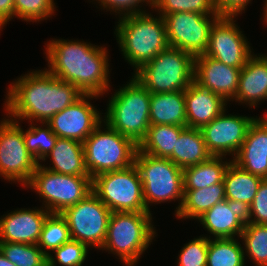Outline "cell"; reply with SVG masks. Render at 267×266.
Returning <instances> with one entry per match:
<instances>
[{
    "mask_svg": "<svg viewBox=\"0 0 267 266\" xmlns=\"http://www.w3.org/2000/svg\"><path fill=\"white\" fill-rule=\"evenodd\" d=\"M25 187L33 188L43 198V208L50 213H62L92 192V178L89 175L59 174L39 163Z\"/></svg>",
    "mask_w": 267,
    "mask_h": 266,
    "instance_id": "cell-9",
    "label": "cell"
},
{
    "mask_svg": "<svg viewBox=\"0 0 267 266\" xmlns=\"http://www.w3.org/2000/svg\"><path fill=\"white\" fill-rule=\"evenodd\" d=\"M262 180L263 178L243 170L231 161L223 177L225 200L240 206L246 211L252 203Z\"/></svg>",
    "mask_w": 267,
    "mask_h": 266,
    "instance_id": "cell-23",
    "label": "cell"
},
{
    "mask_svg": "<svg viewBox=\"0 0 267 266\" xmlns=\"http://www.w3.org/2000/svg\"><path fill=\"white\" fill-rule=\"evenodd\" d=\"M267 99V56L252 54L240 70L239 86L233 100L250 107Z\"/></svg>",
    "mask_w": 267,
    "mask_h": 266,
    "instance_id": "cell-22",
    "label": "cell"
},
{
    "mask_svg": "<svg viewBox=\"0 0 267 266\" xmlns=\"http://www.w3.org/2000/svg\"><path fill=\"white\" fill-rule=\"evenodd\" d=\"M0 251L15 266H47V255L37 244L0 242Z\"/></svg>",
    "mask_w": 267,
    "mask_h": 266,
    "instance_id": "cell-33",
    "label": "cell"
},
{
    "mask_svg": "<svg viewBox=\"0 0 267 266\" xmlns=\"http://www.w3.org/2000/svg\"><path fill=\"white\" fill-rule=\"evenodd\" d=\"M153 8L159 15L176 12H194L203 15H219L214 0H153Z\"/></svg>",
    "mask_w": 267,
    "mask_h": 266,
    "instance_id": "cell-35",
    "label": "cell"
},
{
    "mask_svg": "<svg viewBox=\"0 0 267 266\" xmlns=\"http://www.w3.org/2000/svg\"><path fill=\"white\" fill-rule=\"evenodd\" d=\"M104 124L103 131L100 124L83 142L85 165L91 178L131 166L138 150L130 138Z\"/></svg>",
    "mask_w": 267,
    "mask_h": 266,
    "instance_id": "cell-7",
    "label": "cell"
},
{
    "mask_svg": "<svg viewBox=\"0 0 267 266\" xmlns=\"http://www.w3.org/2000/svg\"><path fill=\"white\" fill-rule=\"evenodd\" d=\"M243 248L236 238L209 237L206 266H245Z\"/></svg>",
    "mask_w": 267,
    "mask_h": 266,
    "instance_id": "cell-30",
    "label": "cell"
},
{
    "mask_svg": "<svg viewBox=\"0 0 267 266\" xmlns=\"http://www.w3.org/2000/svg\"><path fill=\"white\" fill-rule=\"evenodd\" d=\"M18 122L4 119L0 123V175L25 187L39 163L27 151Z\"/></svg>",
    "mask_w": 267,
    "mask_h": 266,
    "instance_id": "cell-12",
    "label": "cell"
},
{
    "mask_svg": "<svg viewBox=\"0 0 267 266\" xmlns=\"http://www.w3.org/2000/svg\"><path fill=\"white\" fill-rule=\"evenodd\" d=\"M241 69L201 54L194 59V82L219 94L226 102L231 101L238 90Z\"/></svg>",
    "mask_w": 267,
    "mask_h": 266,
    "instance_id": "cell-17",
    "label": "cell"
},
{
    "mask_svg": "<svg viewBox=\"0 0 267 266\" xmlns=\"http://www.w3.org/2000/svg\"><path fill=\"white\" fill-rule=\"evenodd\" d=\"M92 192L112 212H148L135 164L95 176L92 178Z\"/></svg>",
    "mask_w": 267,
    "mask_h": 266,
    "instance_id": "cell-10",
    "label": "cell"
},
{
    "mask_svg": "<svg viewBox=\"0 0 267 266\" xmlns=\"http://www.w3.org/2000/svg\"><path fill=\"white\" fill-rule=\"evenodd\" d=\"M224 200V181L202 189L184 190L183 203L176 217L198 219L216 203Z\"/></svg>",
    "mask_w": 267,
    "mask_h": 266,
    "instance_id": "cell-27",
    "label": "cell"
},
{
    "mask_svg": "<svg viewBox=\"0 0 267 266\" xmlns=\"http://www.w3.org/2000/svg\"><path fill=\"white\" fill-rule=\"evenodd\" d=\"M48 71L83 94L102 96L110 88L107 49L91 43L54 39L46 46Z\"/></svg>",
    "mask_w": 267,
    "mask_h": 266,
    "instance_id": "cell-2",
    "label": "cell"
},
{
    "mask_svg": "<svg viewBox=\"0 0 267 266\" xmlns=\"http://www.w3.org/2000/svg\"><path fill=\"white\" fill-rule=\"evenodd\" d=\"M97 97L99 95L84 94L75 103L55 114L47 124L57 137L83 143L104 121L100 117L101 113L93 107L90 100L88 101V99Z\"/></svg>",
    "mask_w": 267,
    "mask_h": 266,
    "instance_id": "cell-16",
    "label": "cell"
},
{
    "mask_svg": "<svg viewBox=\"0 0 267 266\" xmlns=\"http://www.w3.org/2000/svg\"><path fill=\"white\" fill-rule=\"evenodd\" d=\"M198 220L215 239L241 237L246 223L245 211L228 200L216 203Z\"/></svg>",
    "mask_w": 267,
    "mask_h": 266,
    "instance_id": "cell-21",
    "label": "cell"
},
{
    "mask_svg": "<svg viewBox=\"0 0 267 266\" xmlns=\"http://www.w3.org/2000/svg\"><path fill=\"white\" fill-rule=\"evenodd\" d=\"M0 266H15V265L11 261H9L0 251Z\"/></svg>",
    "mask_w": 267,
    "mask_h": 266,
    "instance_id": "cell-43",
    "label": "cell"
},
{
    "mask_svg": "<svg viewBox=\"0 0 267 266\" xmlns=\"http://www.w3.org/2000/svg\"><path fill=\"white\" fill-rule=\"evenodd\" d=\"M224 110L200 130L212 156L236 155L246 138L254 117L225 114Z\"/></svg>",
    "mask_w": 267,
    "mask_h": 266,
    "instance_id": "cell-15",
    "label": "cell"
},
{
    "mask_svg": "<svg viewBox=\"0 0 267 266\" xmlns=\"http://www.w3.org/2000/svg\"><path fill=\"white\" fill-rule=\"evenodd\" d=\"M235 16H220L213 24L204 55L235 68L245 66L252 49L234 22Z\"/></svg>",
    "mask_w": 267,
    "mask_h": 266,
    "instance_id": "cell-14",
    "label": "cell"
},
{
    "mask_svg": "<svg viewBox=\"0 0 267 266\" xmlns=\"http://www.w3.org/2000/svg\"><path fill=\"white\" fill-rule=\"evenodd\" d=\"M115 34L125 60L136 71L169 47L163 17L138 13L120 17Z\"/></svg>",
    "mask_w": 267,
    "mask_h": 266,
    "instance_id": "cell-3",
    "label": "cell"
},
{
    "mask_svg": "<svg viewBox=\"0 0 267 266\" xmlns=\"http://www.w3.org/2000/svg\"><path fill=\"white\" fill-rule=\"evenodd\" d=\"M112 211L93 193L65 209L61 215L66 219L71 238L88 247L101 249L107 235Z\"/></svg>",
    "mask_w": 267,
    "mask_h": 266,
    "instance_id": "cell-11",
    "label": "cell"
},
{
    "mask_svg": "<svg viewBox=\"0 0 267 266\" xmlns=\"http://www.w3.org/2000/svg\"><path fill=\"white\" fill-rule=\"evenodd\" d=\"M184 128L185 126L178 125H150L146 136L138 145V151L168 159Z\"/></svg>",
    "mask_w": 267,
    "mask_h": 266,
    "instance_id": "cell-29",
    "label": "cell"
},
{
    "mask_svg": "<svg viewBox=\"0 0 267 266\" xmlns=\"http://www.w3.org/2000/svg\"><path fill=\"white\" fill-rule=\"evenodd\" d=\"M187 127L201 129L224 110L226 101L214 92L200 87L194 81L184 91Z\"/></svg>",
    "mask_w": 267,
    "mask_h": 266,
    "instance_id": "cell-20",
    "label": "cell"
},
{
    "mask_svg": "<svg viewBox=\"0 0 267 266\" xmlns=\"http://www.w3.org/2000/svg\"><path fill=\"white\" fill-rule=\"evenodd\" d=\"M96 1L101 3L100 5L103 7V9L108 8L107 11L108 10H110L111 12L114 11L115 13L120 14L119 15L120 17L146 12L138 8V6L140 7L139 3L143 4L147 2L146 3L147 5L149 4L151 7H153V0H96Z\"/></svg>",
    "mask_w": 267,
    "mask_h": 266,
    "instance_id": "cell-40",
    "label": "cell"
},
{
    "mask_svg": "<svg viewBox=\"0 0 267 266\" xmlns=\"http://www.w3.org/2000/svg\"><path fill=\"white\" fill-rule=\"evenodd\" d=\"M251 0H214L217 13L220 16H237L241 14Z\"/></svg>",
    "mask_w": 267,
    "mask_h": 266,
    "instance_id": "cell-41",
    "label": "cell"
},
{
    "mask_svg": "<svg viewBox=\"0 0 267 266\" xmlns=\"http://www.w3.org/2000/svg\"><path fill=\"white\" fill-rule=\"evenodd\" d=\"M14 16V0H0V30Z\"/></svg>",
    "mask_w": 267,
    "mask_h": 266,
    "instance_id": "cell-42",
    "label": "cell"
},
{
    "mask_svg": "<svg viewBox=\"0 0 267 266\" xmlns=\"http://www.w3.org/2000/svg\"><path fill=\"white\" fill-rule=\"evenodd\" d=\"M88 248L86 244L71 239L53 250L56 258L50 253L47 255V266H56L57 262L62 266H82L88 256Z\"/></svg>",
    "mask_w": 267,
    "mask_h": 266,
    "instance_id": "cell-36",
    "label": "cell"
},
{
    "mask_svg": "<svg viewBox=\"0 0 267 266\" xmlns=\"http://www.w3.org/2000/svg\"><path fill=\"white\" fill-rule=\"evenodd\" d=\"M150 125L187 127L184 91L151 93Z\"/></svg>",
    "mask_w": 267,
    "mask_h": 266,
    "instance_id": "cell-24",
    "label": "cell"
},
{
    "mask_svg": "<svg viewBox=\"0 0 267 266\" xmlns=\"http://www.w3.org/2000/svg\"><path fill=\"white\" fill-rule=\"evenodd\" d=\"M151 220V212H112L101 250L116 254L126 266H134L155 237Z\"/></svg>",
    "mask_w": 267,
    "mask_h": 266,
    "instance_id": "cell-5",
    "label": "cell"
},
{
    "mask_svg": "<svg viewBox=\"0 0 267 266\" xmlns=\"http://www.w3.org/2000/svg\"><path fill=\"white\" fill-rule=\"evenodd\" d=\"M245 217L246 222L267 225V179L261 181L252 203L245 211Z\"/></svg>",
    "mask_w": 267,
    "mask_h": 266,
    "instance_id": "cell-39",
    "label": "cell"
},
{
    "mask_svg": "<svg viewBox=\"0 0 267 266\" xmlns=\"http://www.w3.org/2000/svg\"><path fill=\"white\" fill-rule=\"evenodd\" d=\"M161 16L165 22L169 46L186 51L194 57L205 53L211 28L220 17L194 12H176Z\"/></svg>",
    "mask_w": 267,
    "mask_h": 266,
    "instance_id": "cell-13",
    "label": "cell"
},
{
    "mask_svg": "<svg viewBox=\"0 0 267 266\" xmlns=\"http://www.w3.org/2000/svg\"><path fill=\"white\" fill-rule=\"evenodd\" d=\"M194 59L192 54L169 46L135 71L133 77L150 93L185 91L194 81Z\"/></svg>",
    "mask_w": 267,
    "mask_h": 266,
    "instance_id": "cell-6",
    "label": "cell"
},
{
    "mask_svg": "<svg viewBox=\"0 0 267 266\" xmlns=\"http://www.w3.org/2000/svg\"><path fill=\"white\" fill-rule=\"evenodd\" d=\"M71 239L66 219L61 213H50L44 221L37 246L48 255L47 251H53Z\"/></svg>",
    "mask_w": 267,
    "mask_h": 266,
    "instance_id": "cell-31",
    "label": "cell"
},
{
    "mask_svg": "<svg viewBox=\"0 0 267 266\" xmlns=\"http://www.w3.org/2000/svg\"><path fill=\"white\" fill-rule=\"evenodd\" d=\"M212 154L208 151L200 129L185 127L176 141L173 153L168 158L184 169L208 160Z\"/></svg>",
    "mask_w": 267,
    "mask_h": 266,
    "instance_id": "cell-26",
    "label": "cell"
},
{
    "mask_svg": "<svg viewBox=\"0 0 267 266\" xmlns=\"http://www.w3.org/2000/svg\"><path fill=\"white\" fill-rule=\"evenodd\" d=\"M209 238H195L188 242L181 249L178 259V266H206Z\"/></svg>",
    "mask_w": 267,
    "mask_h": 266,
    "instance_id": "cell-38",
    "label": "cell"
},
{
    "mask_svg": "<svg viewBox=\"0 0 267 266\" xmlns=\"http://www.w3.org/2000/svg\"><path fill=\"white\" fill-rule=\"evenodd\" d=\"M32 123L33 122H31L28 130H23V139L27 151L39 163L40 160H46V157L54 148L58 137L47 123H42V125H46L44 129L43 126L42 128L36 127L35 125L33 126Z\"/></svg>",
    "mask_w": 267,
    "mask_h": 266,
    "instance_id": "cell-34",
    "label": "cell"
},
{
    "mask_svg": "<svg viewBox=\"0 0 267 266\" xmlns=\"http://www.w3.org/2000/svg\"><path fill=\"white\" fill-rule=\"evenodd\" d=\"M233 163L253 175L267 179V118L256 117Z\"/></svg>",
    "mask_w": 267,
    "mask_h": 266,
    "instance_id": "cell-19",
    "label": "cell"
},
{
    "mask_svg": "<svg viewBox=\"0 0 267 266\" xmlns=\"http://www.w3.org/2000/svg\"><path fill=\"white\" fill-rule=\"evenodd\" d=\"M240 239L249 259L257 266H267V225L246 222Z\"/></svg>",
    "mask_w": 267,
    "mask_h": 266,
    "instance_id": "cell-32",
    "label": "cell"
},
{
    "mask_svg": "<svg viewBox=\"0 0 267 266\" xmlns=\"http://www.w3.org/2000/svg\"><path fill=\"white\" fill-rule=\"evenodd\" d=\"M46 158L52 159L53 166L42 167L50 171L66 175H89L81 142L58 137L54 148Z\"/></svg>",
    "mask_w": 267,
    "mask_h": 266,
    "instance_id": "cell-25",
    "label": "cell"
},
{
    "mask_svg": "<svg viewBox=\"0 0 267 266\" xmlns=\"http://www.w3.org/2000/svg\"><path fill=\"white\" fill-rule=\"evenodd\" d=\"M48 210L20 209L0 218V242L37 244Z\"/></svg>",
    "mask_w": 267,
    "mask_h": 266,
    "instance_id": "cell-18",
    "label": "cell"
},
{
    "mask_svg": "<svg viewBox=\"0 0 267 266\" xmlns=\"http://www.w3.org/2000/svg\"><path fill=\"white\" fill-rule=\"evenodd\" d=\"M134 164L141 177L147 211L150 212L149 203H163L178 199L181 202L176 207V215L184 198L183 169L170 159L155 157L138 150Z\"/></svg>",
    "mask_w": 267,
    "mask_h": 266,
    "instance_id": "cell-8",
    "label": "cell"
},
{
    "mask_svg": "<svg viewBox=\"0 0 267 266\" xmlns=\"http://www.w3.org/2000/svg\"><path fill=\"white\" fill-rule=\"evenodd\" d=\"M223 156H211L208 160L183 169L184 190H196L223 181L231 161H222Z\"/></svg>",
    "mask_w": 267,
    "mask_h": 266,
    "instance_id": "cell-28",
    "label": "cell"
},
{
    "mask_svg": "<svg viewBox=\"0 0 267 266\" xmlns=\"http://www.w3.org/2000/svg\"><path fill=\"white\" fill-rule=\"evenodd\" d=\"M264 6L265 7H264V12H263L264 13V15H263L264 17L263 18H264V21H266V24H267V0L265 1Z\"/></svg>",
    "mask_w": 267,
    "mask_h": 266,
    "instance_id": "cell-44",
    "label": "cell"
},
{
    "mask_svg": "<svg viewBox=\"0 0 267 266\" xmlns=\"http://www.w3.org/2000/svg\"><path fill=\"white\" fill-rule=\"evenodd\" d=\"M11 84L4 106L11 120L47 123L84 95L73 84L53 76L47 69L29 72Z\"/></svg>",
    "mask_w": 267,
    "mask_h": 266,
    "instance_id": "cell-1",
    "label": "cell"
},
{
    "mask_svg": "<svg viewBox=\"0 0 267 266\" xmlns=\"http://www.w3.org/2000/svg\"><path fill=\"white\" fill-rule=\"evenodd\" d=\"M150 98L151 93L132 77L112 95L104 122L139 145L150 126Z\"/></svg>",
    "mask_w": 267,
    "mask_h": 266,
    "instance_id": "cell-4",
    "label": "cell"
},
{
    "mask_svg": "<svg viewBox=\"0 0 267 266\" xmlns=\"http://www.w3.org/2000/svg\"><path fill=\"white\" fill-rule=\"evenodd\" d=\"M54 0H14V15L24 21L37 22L53 15Z\"/></svg>",
    "mask_w": 267,
    "mask_h": 266,
    "instance_id": "cell-37",
    "label": "cell"
}]
</instances>
